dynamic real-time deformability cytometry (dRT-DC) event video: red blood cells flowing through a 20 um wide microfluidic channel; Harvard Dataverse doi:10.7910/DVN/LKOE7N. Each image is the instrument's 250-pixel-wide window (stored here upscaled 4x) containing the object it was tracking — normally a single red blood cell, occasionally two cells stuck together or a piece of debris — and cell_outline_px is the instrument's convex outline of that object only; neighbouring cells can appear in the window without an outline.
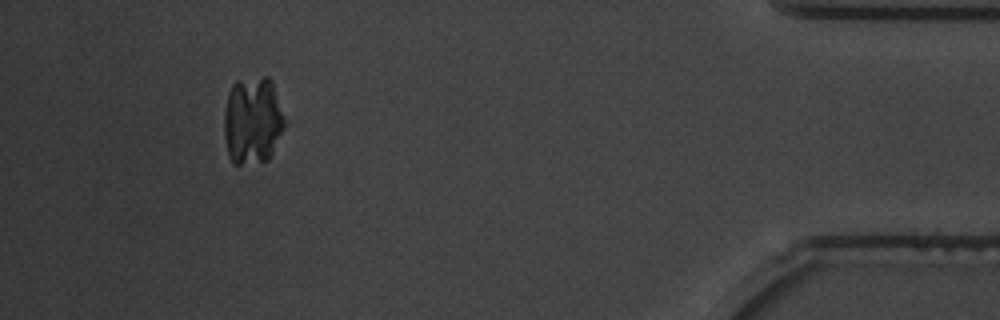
{"species": "common noctule bat (a hibernating species)", "species_latin": "Nyctalus noctula", "temperature_condition": "warm", "stored_images_in_passage": 42, "camera_frame_rate_fps": 3000, "um_per_image_px": 0.085, "animal": {"sex": "male", "body_mass_g": 19.5, "forearm_length_mm": 54.6}, "frame": {"image": 1, "passage_image": 38, "time_ms": 12.333, "image_size_px": [1000, 320], "cell_outline_px": [[284, 128], [268, 160], [240, 164], [232, 164], [228, 156], [224, 136], [224, 112], [228, 92], [232, 84], [236, 80], [264, 76], [268, 76], [272, 80], [284, 120]], "centroid_in_image_um": [21.43, 10.23], "position_along_channel_um": 413.8, "area_um2": 30.98}}